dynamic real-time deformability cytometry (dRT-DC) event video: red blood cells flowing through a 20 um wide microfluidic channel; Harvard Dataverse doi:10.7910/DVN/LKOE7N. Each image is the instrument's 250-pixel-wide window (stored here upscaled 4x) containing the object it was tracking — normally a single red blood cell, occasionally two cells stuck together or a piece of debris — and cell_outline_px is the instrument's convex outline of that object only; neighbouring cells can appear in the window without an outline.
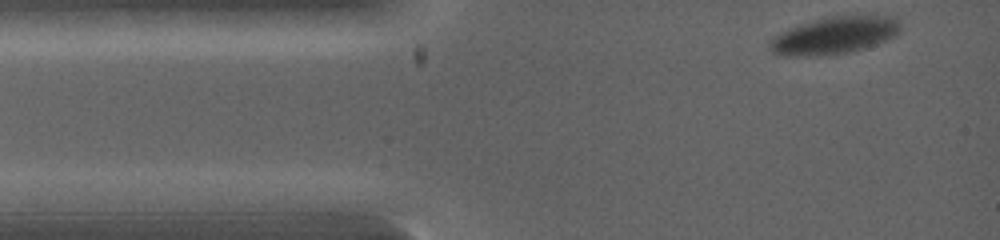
{"species": "common noctule bat (a hibernating species)", "species_latin": "Nyctalus noctula", "temperature_condition": "warm", "stored_images_in_passage": 41, "camera_frame_rate_fps": 5000, "um_per_image_px": 0.085, "animal": {"sex": "female", "body_mass_g": 19.0, "forearm_length_mm": 53.3}, "frame": {"image": 1, "passage_image": 1, "time_ms": 0.0, "image_size_px": [1000, 240], "cell_outline_px": [[900, 32], [896, 36], [864, 48], [848, 52], [812, 56], [784, 56], [772, 52], [768, 48], [768, 44], [776, 36], [788, 28], [800, 24], [832, 16], [896, 16], [900, 20]], "centroid_in_image_um": [70.95, 3.01], "position_along_channel_um": 14.1, "area_um2": 28.09}}
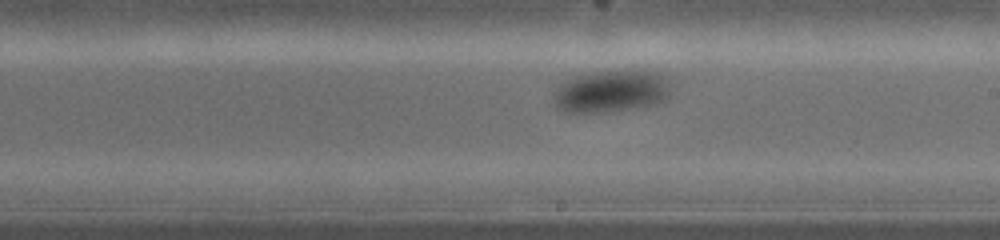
{"frame": {"image": 2, "passage_image": 25, "time_ms": 4.8, "image_size_px": [1000, 240], "cell_outline_px": [[668, 100], [656, 104], [636, 108], [612, 112], [564, 112], [556, 108], [556, 88], [564, 80], [580, 72], [624, 68], [640, 68], [660, 72], [668, 76]], "centroid_in_image_um": [52.0, 7.69], "position_along_channel_um": 237.0, "area_um2": 30.29}}
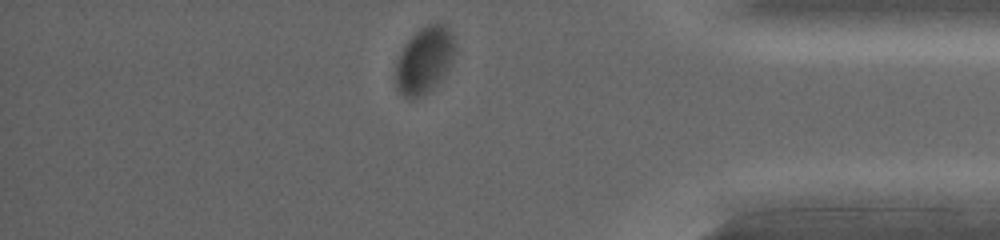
{"frame": {"image": 3, "passage_image": 41, "time_ms": 8.0, "image_size_px": [1000, 240], "cell_outline_px": [[456, 52], [452, 60], [440, 80], [428, 92], [420, 96], [408, 100], [396, 88], [396, 64], [400, 52], [408, 40], [420, 28], [428, 24], [444, 24], [448, 28], [456, 44]], "centroid_in_image_um": [36.07, 5.12], "position_along_channel_um": 399.1, "area_um2": 22.83}}